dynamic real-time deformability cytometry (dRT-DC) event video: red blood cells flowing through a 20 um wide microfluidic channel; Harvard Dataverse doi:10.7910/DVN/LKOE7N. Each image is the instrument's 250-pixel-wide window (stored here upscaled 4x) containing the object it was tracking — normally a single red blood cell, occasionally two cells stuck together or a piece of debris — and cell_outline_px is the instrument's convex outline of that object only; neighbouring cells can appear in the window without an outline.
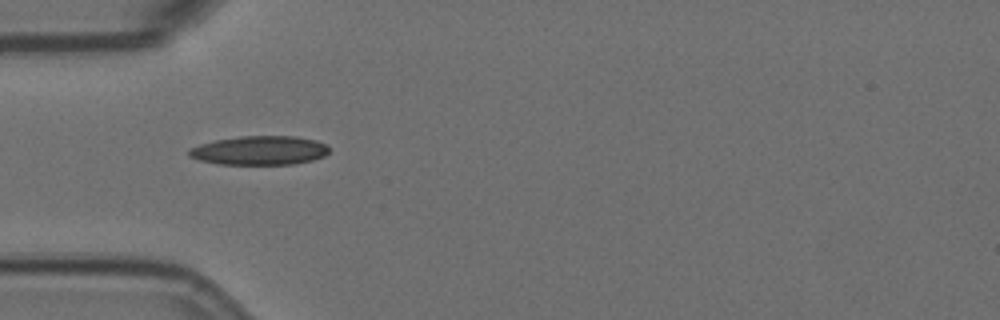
{"species": "Egyptian fruit bat (a non-hibernating species)", "species_latin": "Rousettus aegyptiacus", "temperature_condition": "room temperature", "stored_images_in_passage": 40, "camera_frame_rate_fps": 3000, "um_per_image_px": 0.085, "animal": {"sex": "female"}, "frame": {"image": 1, "passage_image": 1, "time_ms": 0.0, "image_size_px": [1000, 320], "cell_outline_px": [[332, 148], [324, 156], [312, 160], [292, 164], [220, 164], [200, 160], [188, 156], [188, 148], [200, 144], [216, 140], [240, 136], [296, 136], [316, 140], [328, 144]], "centroid_in_image_um": [22.1, 12.78], "position_along_channel_um": 62.9, "area_um2": 23.81}}
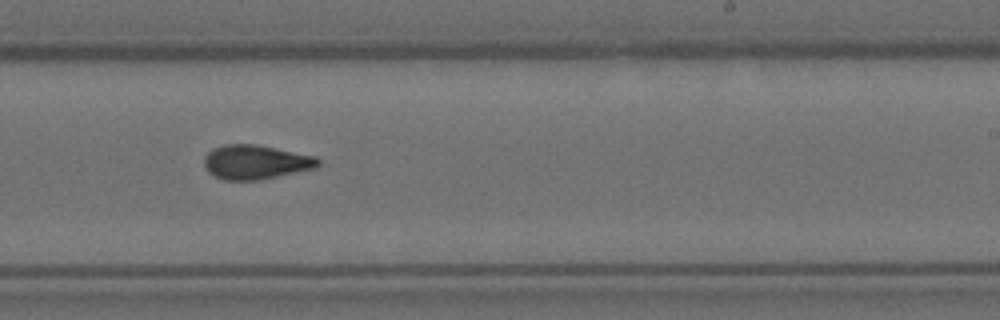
{"frame": {"image": 2, "passage_image": 18, "time_ms": 5.667, "image_size_px": [1000, 320], "cell_outline_px": [[320, 164], [316, 168], [260, 180], [224, 180], [208, 172], [204, 164], [204, 156], [212, 148], [224, 144], [256, 144], [316, 156], [320, 160]], "centroid_in_image_um": [21.73, 13.77], "position_along_channel_um": 267.3, "area_um2": 22.89}}
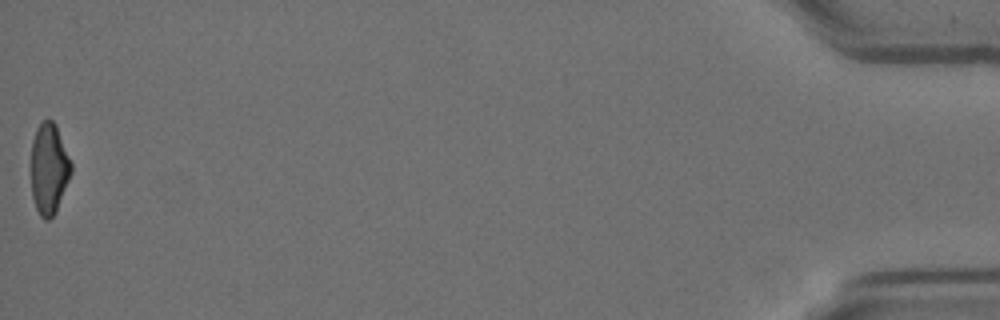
{"frame": {"image": 3, "passage_image": 40, "time_ms": 13.0, "image_size_px": [1000, 320], "cell_outline_px": [[72, 172], [56, 212], [48, 220], [44, 220], [40, 216], [36, 208], [32, 196], [32, 140], [36, 128], [44, 120], [52, 120], [56, 124], [72, 164]], "centroid_in_image_um": [4.17, 14.35], "position_along_channel_um": 431.0, "area_um2": 21.15}, "authors_computed_cell_mechanics": {"area_um2": 22.2819, "velocity_mm_per_s": 3.6173, "shape_relaxation_time_tau1_ms": null, "shape_relaxation_time_tau2_ms": 3.8622, "deformation_change_tau1": null, "deformation_change_tau2": 0.1069}}